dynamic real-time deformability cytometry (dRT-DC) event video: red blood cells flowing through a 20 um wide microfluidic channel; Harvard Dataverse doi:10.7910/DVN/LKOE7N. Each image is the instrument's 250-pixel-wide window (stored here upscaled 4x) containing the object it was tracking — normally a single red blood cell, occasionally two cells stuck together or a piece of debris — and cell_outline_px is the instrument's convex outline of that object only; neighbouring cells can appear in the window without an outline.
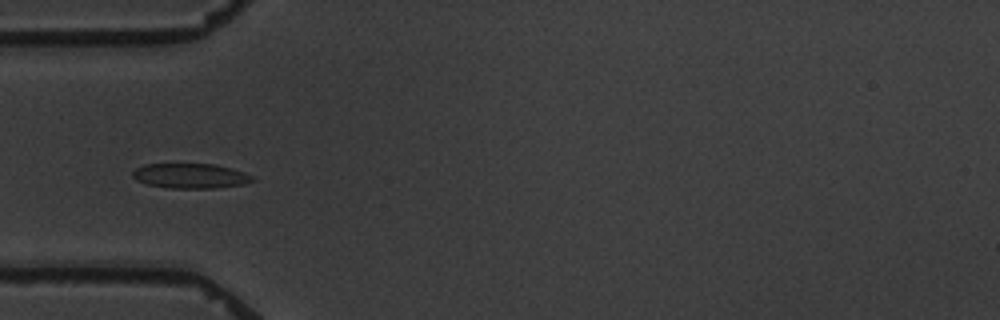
{"species": "common noctule bat (a hibernating species)", "species_latin": "Nyctalus noctula", "temperature_condition": "warm", "stored_images_in_passage": 6, "camera_frame_rate_fps": 3000, "um_per_image_px": 0.085, "animal": {"sex": "male", "body_mass_g": 19.5, "forearm_length_mm": 54.6}, "frame": {"image": 1, "passage_image": 6, "time_ms": 5.667, "image_size_px": [1000, 320], "cell_outline_px": [[256, 180], [244, 184], [216, 188], [168, 188], [148, 184], [136, 180], [132, 176], [132, 172], [136, 168], [144, 164], [216, 164], [232, 168], [244, 172], [252, 176]], "centroid_in_image_um": [16.2, 14.95], "position_along_channel_um": 68.8, "area_um2": 17.46}}